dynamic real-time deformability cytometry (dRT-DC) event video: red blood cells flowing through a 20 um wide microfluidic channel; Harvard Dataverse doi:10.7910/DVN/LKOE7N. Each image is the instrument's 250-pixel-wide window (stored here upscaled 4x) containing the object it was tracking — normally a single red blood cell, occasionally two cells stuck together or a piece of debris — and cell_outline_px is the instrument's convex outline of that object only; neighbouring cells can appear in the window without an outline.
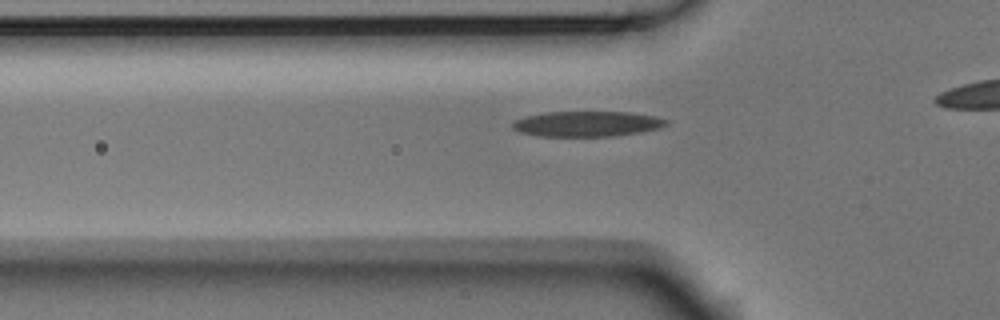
{"species": "Egyptian fruit bat (a non-hibernating species)", "species_latin": "Rousettus aegyptiacus", "temperature_condition": "room temperature", "stored_images_in_passage": 31, "camera_frame_rate_fps": 3000, "um_per_image_px": 0.085, "animal": {"sex": "male"}, "frame": {"image": 1, "passage_image": 5, "time_ms": 1.333, "image_size_px": [1000, 320], "cell_outline_px": [[668, 124], [660, 128], [640, 132], [616, 136], [540, 136], [520, 132], [512, 128], [512, 124], [516, 120], [528, 116], [544, 112], [632, 112], [656, 116], [668, 120]], "centroid_in_image_um": [49.95, 10.52], "position_along_channel_um": 75.8, "area_um2": 22.72}}
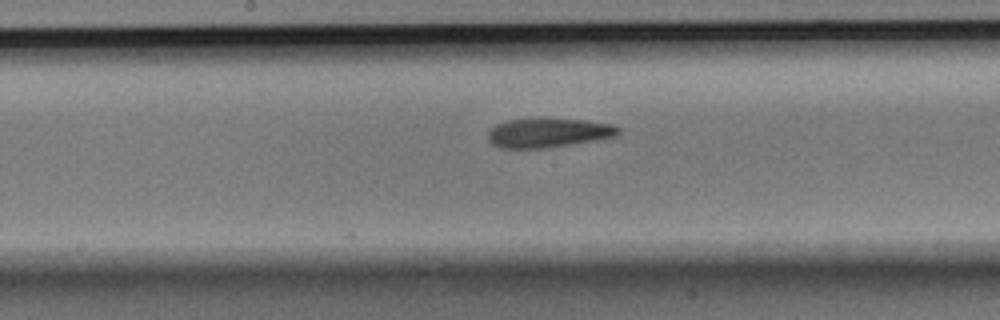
{"frame": {"image": 2, "passage_image": 15, "time_ms": 4.667, "image_size_px": [1000, 320], "cell_outline_px": [[620, 132], [616, 136], [596, 140], [548, 148], [500, 148], [492, 144], [488, 140], [488, 132], [496, 124], [508, 120], [540, 116], [584, 120], [612, 124], [620, 128]], "centroid_in_image_um": [46.59, 11.26], "position_along_channel_um": 201.6, "area_um2": 22.89}}
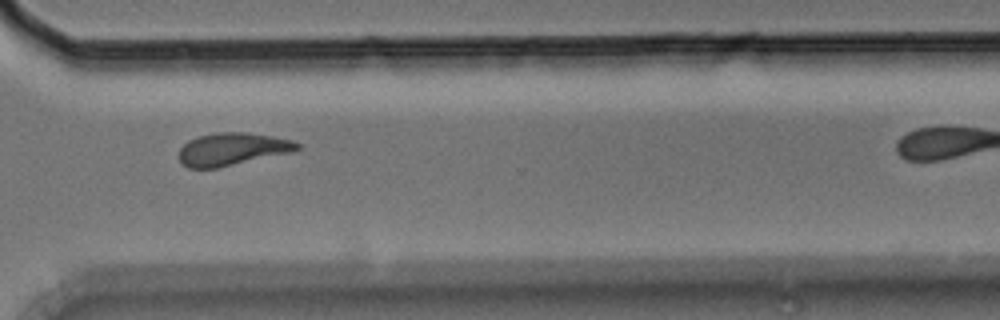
{"frame": {"image": 3, "passage_image": 27, "time_ms": 8.667, "image_size_px": [1000, 320], "cell_outline_px": [[300, 148], [288, 152], [216, 168], [188, 168], [180, 164], [180, 148], [188, 140], [196, 136], [216, 132], [244, 132], [272, 136], [292, 140], [300, 144]], "centroid_in_image_um": [19.67, 12.66], "position_along_channel_um": 350.9, "area_um2": 22.2}}